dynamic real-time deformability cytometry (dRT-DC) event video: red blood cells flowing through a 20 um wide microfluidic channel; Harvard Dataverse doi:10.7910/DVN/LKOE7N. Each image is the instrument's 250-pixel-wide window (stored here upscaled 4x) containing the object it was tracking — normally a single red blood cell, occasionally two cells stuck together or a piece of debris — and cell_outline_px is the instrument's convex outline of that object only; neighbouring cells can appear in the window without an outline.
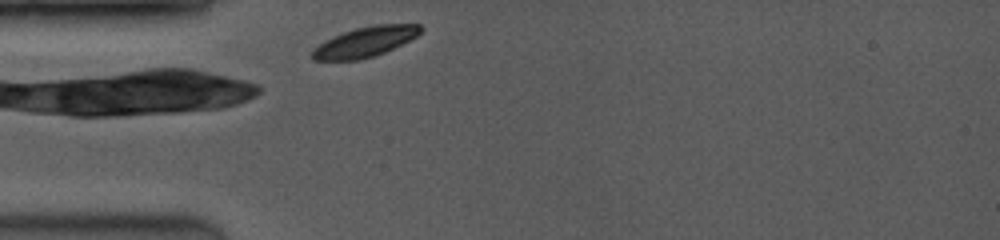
{"species": "common noctule bat (a hibernating species)", "species_latin": "Nyctalus noctula", "temperature_condition": "room temperature", "stored_images_in_passage": 11, "camera_frame_rate_fps": 3500, "um_per_image_px": 0.085, "animal": {"sex": "female", "body_mass_g": 19.0, "forearm_length_mm": 53.3}, "frame": {"image": 1, "passage_image": 1, "time_ms": 0.0, "image_size_px": [1000, 240], "cell_outline_px": [[424, 28], [416, 36], [384, 52], [360, 60], [312, 60], [312, 48], [324, 40], [332, 36], [356, 28], [376, 24], [420, 24]], "centroid_in_image_um": [30.99, 3.55], "position_along_channel_um": 54.0, "area_um2": 18.84}}
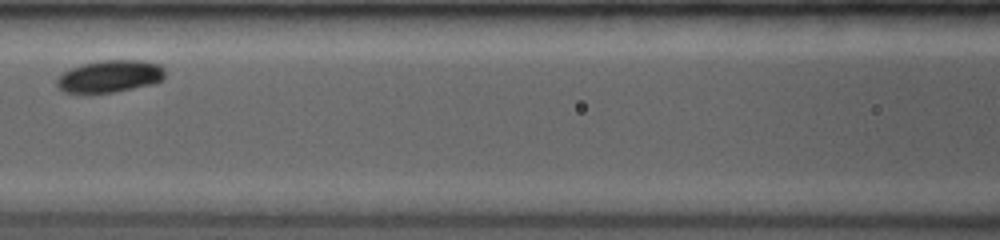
{"frame": {"image": 2, "passage_image": 7, "time_ms": 2.857, "image_size_px": [1000, 240], "cell_outline_px": [[164, 80], [152, 84], [116, 92], [64, 92], [56, 84], [56, 80], [68, 68], [80, 64], [100, 60], [144, 60], [160, 64], [164, 68]], "centroid_in_image_um": [9.37, 6.46], "position_along_channel_um": 157.2, "area_um2": 20.4}}
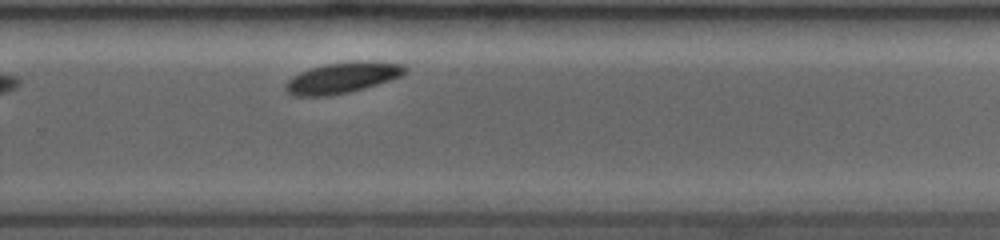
{"frame": {"image": 3, "passage_image": 11, "time_ms": 6.571, "image_size_px": [1000, 240], "cell_outline_px": [[408, 72], [400, 76], [364, 88], [348, 92], [328, 96], [292, 96], [284, 88], [284, 84], [292, 76], [300, 72], [324, 64], [404, 64], [408, 68]], "centroid_in_image_um": [28.99, 6.67], "position_along_channel_um": 300.8, "area_um2": 20.29}}